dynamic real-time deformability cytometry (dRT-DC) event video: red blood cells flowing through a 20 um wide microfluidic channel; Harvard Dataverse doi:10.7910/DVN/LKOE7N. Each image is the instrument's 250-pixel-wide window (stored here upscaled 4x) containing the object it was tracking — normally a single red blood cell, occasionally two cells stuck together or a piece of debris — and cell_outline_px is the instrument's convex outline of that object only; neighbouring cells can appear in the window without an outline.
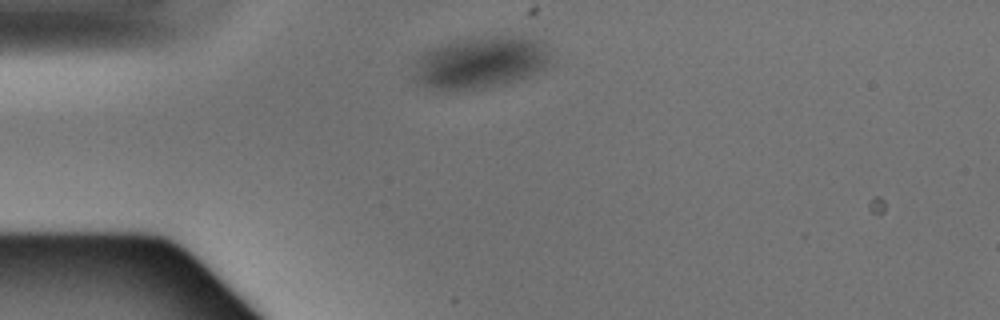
{"species": "Egyptian fruit bat (a non-hibernating species)", "species_latin": "Rousettus aegyptiacus", "temperature_condition": "warm", "stored_images_in_passage": 2, "camera_frame_rate_fps": 3000, "um_per_image_px": 0.085, "animal": {"sex": "male"}, "frame": {"image": 1, "passage_image": 1, "time_ms": 0.0, "image_size_px": [1000, 320], "cell_outline_px": [[548, 60], [544, 68], [520, 80], [504, 84], [484, 88], [428, 88], [416, 84], [416, 64], [432, 48], [460, 40], [504, 36], [524, 36], [536, 40], [544, 48], [548, 56]], "centroid_in_image_um": [40.87, 5.33], "position_along_channel_um": 44.1, "area_um2": 39.65}}